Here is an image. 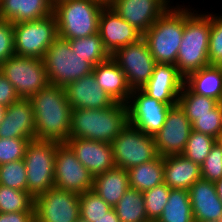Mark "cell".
Masks as SVG:
<instances>
[{
  "label": "cell",
  "instance_id": "1",
  "mask_svg": "<svg viewBox=\"0 0 222 222\" xmlns=\"http://www.w3.org/2000/svg\"><path fill=\"white\" fill-rule=\"evenodd\" d=\"M35 116L36 140L65 143L71 128V106L64 87L49 84L29 98Z\"/></svg>",
  "mask_w": 222,
  "mask_h": 222
},
{
  "label": "cell",
  "instance_id": "2",
  "mask_svg": "<svg viewBox=\"0 0 222 222\" xmlns=\"http://www.w3.org/2000/svg\"><path fill=\"white\" fill-rule=\"evenodd\" d=\"M189 7V8H188ZM211 13L184 5V33L175 66L186 78L190 73L210 65L208 58Z\"/></svg>",
  "mask_w": 222,
  "mask_h": 222
},
{
  "label": "cell",
  "instance_id": "3",
  "mask_svg": "<svg viewBox=\"0 0 222 222\" xmlns=\"http://www.w3.org/2000/svg\"><path fill=\"white\" fill-rule=\"evenodd\" d=\"M128 124V107L115 102L104 109H72L69 138L111 143Z\"/></svg>",
  "mask_w": 222,
  "mask_h": 222
},
{
  "label": "cell",
  "instance_id": "4",
  "mask_svg": "<svg viewBox=\"0 0 222 222\" xmlns=\"http://www.w3.org/2000/svg\"><path fill=\"white\" fill-rule=\"evenodd\" d=\"M106 5L104 0H53L58 37L72 40L98 33L99 17Z\"/></svg>",
  "mask_w": 222,
  "mask_h": 222
},
{
  "label": "cell",
  "instance_id": "5",
  "mask_svg": "<svg viewBox=\"0 0 222 222\" xmlns=\"http://www.w3.org/2000/svg\"><path fill=\"white\" fill-rule=\"evenodd\" d=\"M184 33V5H171L143 34L156 64L175 65Z\"/></svg>",
  "mask_w": 222,
  "mask_h": 222
},
{
  "label": "cell",
  "instance_id": "6",
  "mask_svg": "<svg viewBox=\"0 0 222 222\" xmlns=\"http://www.w3.org/2000/svg\"><path fill=\"white\" fill-rule=\"evenodd\" d=\"M43 61L49 83L64 88L93 71L89 62L73 53L69 41L60 37L47 49Z\"/></svg>",
  "mask_w": 222,
  "mask_h": 222
},
{
  "label": "cell",
  "instance_id": "7",
  "mask_svg": "<svg viewBox=\"0 0 222 222\" xmlns=\"http://www.w3.org/2000/svg\"><path fill=\"white\" fill-rule=\"evenodd\" d=\"M55 141L32 140L27 145L24 163L27 173V192L35 199L54 187Z\"/></svg>",
  "mask_w": 222,
  "mask_h": 222
},
{
  "label": "cell",
  "instance_id": "8",
  "mask_svg": "<svg viewBox=\"0 0 222 222\" xmlns=\"http://www.w3.org/2000/svg\"><path fill=\"white\" fill-rule=\"evenodd\" d=\"M15 54L43 59L47 49L58 38L54 14L13 24Z\"/></svg>",
  "mask_w": 222,
  "mask_h": 222
},
{
  "label": "cell",
  "instance_id": "9",
  "mask_svg": "<svg viewBox=\"0 0 222 222\" xmlns=\"http://www.w3.org/2000/svg\"><path fill=\"white\" fill-rule=\"evenodd\" d=\"M115 166L128 170L156 159L159 154L153 136L127 124L110 143Z\"/></svg>",
  "mask_w": 222,
  "mask_h": 222
},
{
  "label": "cell",
  "instance_id": "10",
  "mask_svg": "<svg viewBox=\"0 0 222 222\" xmlns=\"http://www.w3.org/2000/svg\"><path fill=\"white\" fill-rule=\"evenodd\" d=\"M0 72L24 99H29L50 84L43 59L15 54L0 65Z\"/></svg>",
  "mask_w": 222,
  "mask_h": 222
},
{
  "label": "cell",
  "instance_id": "11",
  "mask_svg": "<svg viewBox=\"0 0 222 222\" xmlns=\"http://www.w3.org/2000/svg\"><path fill=\"white\" fill-rule=\"evenodd\" d=\"M111 58L124 72L131 90L142 89L151 78L156 65L143 38L136 43L117 49Z\"/></svg>",
  "mask_w": 222,
  "mask_h": 222
},
{
  "label": "cell",
  "instance_id": "12",
  "mask_svg": "<svg viewBox=\"0 0 222 222\" xmlns=\"http://www.w3.org/2000/svg\"><path fill=\"white\" fill-rule=\"evenodd\" d=\"M178 103H162L142 89H133L127 102L128 123L143 133L155 136L165 123L169 109Z\"/></svg>",
  "mask_w": 222,
  "mask_h": 222
},
{
  "label": "cell",
  "instance_id": "13",
  "mask_svg": "<svg viewBox=\"0 0 222 222\" xmlns=\"http://www.w3.org/2000/svg\"><path fill=\"white\" fill-rule=\"evenodd\" d=\"M35 222H76L79 194L52 187L35 198Z\"/></svg>",
  "mask_w": 222,
  "mask_h": 222
},
{
  "label": "cell",
  "instance_id": "14",
  "mask_svg": "<svg viewBox=\"0 0 222 222\" xmlns=\"http://www.w3.org/2000/svg\"><path fill=\"white\" fill-rule=\"evenodd\" d=\"M94 177L77 160L66 143L57 145L55 155L54 187L83 194L93 189Z\"/></svg>",
  "mask_w": 222,
  "mask_h": 222
},
{
  "label": "cell",
  "instance_id": "15",
  "mask_svg": "<svg viewBox=\"0 0 222 222\" xmlns=\"http://www.w3.org/2000/svg\"><path fill=\"white\" fill-rule=\"evenodd\" d=\"M192 124L179 104L172 106L162 128L153 137L160 156L180 155L183 153Z\"/></svg>",
  "mask_w": 222,
  "mask_h": 222
},
{
  "label": "cell",
  "instance_id": "16",
  "mask_svg": "<svg viewBox=\"0 0 222 222\" xmlns=\"http://www.w3.org/2000/svg\"><path fill=\"white\" fill-rule=\"evenodd\" d=\"M171 0H108L107 4L144 34L171 6Z\"/></svg>",
  "mask_w": 222,
  "mask_h": 222
},
{
  "label": "cell",
  "instance_id": "17",
  "mask_svg": "<svg viewBox=\"0 0 222 222\" xmlns=\"http://www.w3.org/2000/svg\"><path fill=\"white\" fill-rule=\"evenodd\" d=\"M98 33L110 55L143 38L141 32L121 18L108 4L101 11Z\"/></svg>",
  "mask_w": 222,
  "mask_h": 222
},
{
  "label": "cell",
  "instance_id": "18",
  "mask_svg": "<svg viewBox=\"0 0 222 222\" xmlns=\"http://www.w3.org/2000/svg\"><path fill=\"white\" fill-rule=\"evenodd\" d=\"M65 143L93 177L116 167L109 143L82 138H69Z\"/></svg>",
  "mask_w": 222,
  "mask_h": 222
},
{
  "label": "cell",
  "instance_id": "19",
  "mask_svg": "<svg viewBox=\"0 0 222 222\" xmlns=\"http://www.w3.org/2000/svg\"><path fill=\"white\" fill-rule=\"evenodd\" d=\"M65 91L72 109H104L115 103L98 85L93 72L69 83Z\"/></svg>",
  "mask_w": 222,
  "mask_h": 222
},
{
  "label": "cell",
  "instance_id": "20",
  "mask_svg": "<svg viewBox=\"0 0 222 222\" xmlns=\"http://www.w3.org/2000/svg\"><path fill=\"white\" fill-rule=\"evenodd\" d=\"M185 78L171 64H156L151 78L142 90L162 103H178Z\"/></svg>",
  "mask_w": 222,
  "mask_h": 222
},
{
  "label": "cell",
  "instance_id": "21",
  "mask_svg": "<svg viewBox=\"0 0 222 222\" xmlns=\"http://www.w3.org/2000/svg\"><path fill=\"white\" fill-rule=\"evenodd\" d=\"M0 138L36 140L35 116L29 99L20 98L6 107L0 123Z\"/></svg>",
  "mask_w": 222,
  "mask_h": 222
},
{
  "label": "cell",
  "instance_id": "22",
  "mask_svg": "<svg viewBox=\"0 0 222 222\" xmlns=\"http://www.w3.org/2000/svg\"><path fill=\"white\" fill-rule=\"evenodd\" d=\"M194 222L222 219V201L216 192L214 182L197 180L189 189Z\"/></svg>",
  "mask_w": 222,
  "mask_h": 222
},
{
  "label": "cell",
  "instance_id": "23",
  "mask_svg": "<svg viewBox=\"0 0 222 222\" xmlns=\"http://www.w3.org/2000/svg\"><path fill=\"white\" fill-rule=\"evenodd\" d=\"M92 72L98 85L115 102L127 104L132 90L124 72L111 57L107 61L98 63Z\"/></svg>",
  "mask_w": 222,
  "mask_h": 222
},
{
  "label": "cell",
  "instance_id": "24",
  "mask_svg": "<svg viewBox=\"0 0 222 222\" xmlns=\"http://www.w3.org/2000/svg\"><path fill=\"white\" fill-rule=\"evenodd\" d=\"M201 179V167L182 154L164 157V183L170 189L189 190Z\"/></svg>",
  "mask_w": 222,
  "mask_h": 222
},
{
  "label": "cell",
  "instance_id": "25",
  "mask_svg": "<svg viewBox=\"0 0 222 222\" xmlns=\"http://www.w3.org/2000/svg\"><path fill=\"white\" fill-rule=\"evenodd\" d=\"M53 14V0H0V19L15 24Z\"/></svg>",
  "mask_w": 222,
  "mask_h": 222
},
{
  "label": "cell",
  "instance_id": "26",
  "mask_svg": "<svg viewBox=\"0 0 222 222\" xmlns=\"http://www.w3.org/2000/svg\"><path fill=\"white\" fill-rule=\"evenodd\" d=\"M129 187L128 171L114 167L94 177L92 190L113 208Z\"/></svg>",
  "mask_w": 222,
  "mask_h": 222
},
{
  "label": "cell",
  "instance_id": "27",
  "mask_svg": "<svg viewBox=\"0 0 222 222\" xmlns=\"http://www.w3.org/2000/svg\"><path fill=\"white\" fill-rule=\"evenodd\" d=\"M184 84L195 94L222 103V66L208 65L190 73Z\"/></svg>",
  "mask_w": 222,
  "mask_h": 222
},
{
  "label": "cell",
  "instance_id": "28",
  "mask_svg": "<svg viewBox=\"0 0 222 222\" xmlns=\"http://www.w3.org/2000/svg\"><path fill=\"white\" fill-rule=\"evenodd\" d=\"M127 171L131 188L140 192L152 189L164 183V157L159 155L156 159L133 166Z\"/></svg>",
  "mask_w": 222,
  "mask_h": 222
},
{
  "label": "cell",
  "instance_id": "29",
  "mask_svg": "<svg viewBox=\"0 0 222 222\" xmlns=\"http://www.w3.org/2000/svg\"><path fill=\"white\" fill-rule=\"evenodd\" d=\"M159 222H194L189 190L170 189Z\"/></svg>",
  "mask_w": 222,
  "mask_h": 222
},
{
  "label": "cell",
  "instance_id": "30",
  "mask_svg": "<svg viewBox=\"0 0 222 222\" xmlns=\"http://www.w3.org/2000/svg\"><path fill=\"white\" fill-rule=\"evenodd\" d=\"M121 222H145L148 220L143 192L129 187L113 207Z\"/></svg>",
  "mask_w": 222,
  "mask_h": 222
},
{
  "label": "cell",
  "instance_id": "31",
  "mask_svg": "<svg viewBox=\"0 0 222 222\" xmlns=\"http://www.w3.org/2000/svg\"><path fill=\"white\" fill-rule=\"evenodd\" d=\"M74 54H78L93 67L107 61L111 55L105 49L99 33L89 37L68 40Z\"/></svg>",
  "mask_w": 222,
  "mask_h": 222
},
{
  "label": "cell",
  "instance_id": "32",
  "mask_svg": "<svg viewBox=\"0 0 222 222\" xmlns=\"http://www.w3.org/2000/svg\"><path fill=\"white\" fill-rule=\"evenodd\" d=\"M219 103L215 99L193 93L185 84L178 98V104L191 123L194 121V115L209 114Z\"/></svg>",
  "mask_w": 222,
  "mask_h": 222
},
{
  "label": "cell",
  "instance_id": "33",
  "mask_svg": "<svg viewBox=\"0 0 222 222\" xmlns=\"http://www.w3.org/2000/svg\"><path fill=\"white\" fill-rule=\"evenodd\" d=\"M35 199L26 191L0 184V213L35 212Z\"/></svg>",
  "mask_w": 222,
  "mask_h": 222
},
{
  "label": "cell",
  "instance_id": "34",
  "mask_svg": "<svg viewBox=\"0 0 222 222\" xmlns=\"http://www.w3.org/2000/svg\"><path fill=\"white\" fill-rule=\"evenodd\" d=\"M215 143L214 137L192 130L182 155L201 166Z\"/></svg>",
  "mask_w": 222,
  "mask_h": 222
},
{
  "label": "cell",
  "instance_id": "35",
  "mask_svg": "<svg viewBox=\"0 0 222 222\" xmlns=\"http://www.w3.org/2000/svg\"><path fill=\"white\" fill-rule=\"evenodd\" d=\"M79 209L81 218L94 222L104 217L112 207L93 190H89L79 195Z\"/></svg>",
  "mask_w": 222,
  "mask_h": 222
},
{
  "label": "cell",
  "instance_id": "36",
  "mask_svg": "<svg viewBox=\"0 0 222 222\" xmlns=\"http://www.w3.org/2000/svg\"><path fill=\"white\" fill-rule=\"evenodd\" d=\"M0 184L27 192V173L23 159L0 165Z\"/></svg>",
  "mask_w": 222,
  "mask_h": 222
},
{
  "label": "cell",
  "instance_id": "37",
  "mask_svg": "<svg viewBox=\"0 0 222 222\" xmlns=\"http://www.w3.org/2000/svg\"><path fill=\"white\" fill-rule=\"evenodd\" d=\"M170 188L161 183L143 192L146 215L148 219L158 220L168 203Z\"/></svg>",
  "mask_w": 222,
  "mask_h": 222
},
{
  "label": "cell",
  "instance_id": "38",
  "mask_svg": "<svg viewBox=\"0 0 222 222\" xmlns=\"http://www.w3.org/2000/svg\"><path fill=\"white\" fill-rule=\"evenodd\" d=\"M192 130L216 137L222 132V103H219L209 114L194 115Z\"/></svg>",
  "mask_w": 222,
  "mask_h": 222
},
{
  "label": "cell",
  "instance_id": "39",
  "mask_svg": "<svg viewBox=\"0 0 222 222\" xmlns=\"http://www.w3.org/2000/svg\"><path fill=\"white\" fill-rule=\"evenodd\" d=\"M208 58L210 65L222 66V13L211 12Z\"/></svg>",
  "mask_w": 222,
  "mask_h": 222
},
{
  "label": "cell",
  "instance_id": "40",
  "mask_svg": "<svg viewBox=\"0 0 222 222\" xmlns=\"http://www.w3.org/2000/svg\"><path fill=\"white\" fill-rule=\"evenodd\" d=\"M30 141L24 138H0V165L24 159Z\"/></svg>",
  "mask_w": 222,
  "mask_h": 222
},
{
  "label": "cell",
  "instance_id": "41",
  "mask_svg": "<svg viewBox=\"0 0 222 222\" xmlns=\"http://www.w3.org/2000/svg\"><path fill=\"white\" fill-rule=\"evenodd\" d=\"M201 167V178L216 182L222 179V149L215 143Z\"/></svg>",
  "mask_w": 222,
  "mask_h": 222
},
{
  "label": "cell",
  "instance_id": "42",
  "mask_svg": "<svg viewBox=\"0 0 222 222\" xmlns=\"http://www.w3.org/2000/svg\"><path fill=\"white\" fill-rule=\"evenodd\" d=\"M15 55L13 23L0 19V65Z\"/></svg>",
  "mask_w": 222,
  "mask_h": 222
},
{
  "label": "cell",
  "instance_id": "43",
  "mask_svg": "<svg viewBox=\"0 0 222 222\" xmlns=\"http://www.w3.org/2000/svg\"><path fill=\"white\" fill-rule=\"evenodd\" d=\"M19 99L20 97L16 93L14 86L0 72V105L7 107Z\"/></svg>",
  "mask_w": 222,
  "mask_h": 222
},
{
  "label": "cell",
  "instance_id": "44",
  "mask_svg": "<svg viewBox=\"0 0 222 222\" xmlns=\"http://www.w3.org/2000/svg\"><path fill=\"white\" fill-rule=\"evenodd\" d=\"M0 222H35V212L0 213Z\"/></svg>",
  "mask_w": 222,
  "mask_h": 222
},
{
  "label": "cell",
  "instance_id": "45",
  "mask_svg": "<svg viewBox=\"0 0 222 222\" xmlns=\"http://www.w3.org/2000/svg\"><path fill=\"white\" fill-rule=\"evenodd\" d=\"M94 222H121L118 216L116 215V212L114 208H112L110 211H108L104 217L101 219L94 221Z\"/></svg>",
  "mask_w": 222,
  "mask_h": 222
},
{
  "label": "cell",
  "instance_id": "46",
  "mask_svg": "<svg viewBox=\"0 0 222 222\" xmlns=\"http://www.w3.org/2000/svg\"><path fill=\"white\" fill-rule=\"evenodd\" d=\"M216 192L218 194L219 199L222 201V179L214 182Z\"/></svg>",
  "mask_w": 222,
  "mask_h": 222
},
{
  "label": "cell",
  "instance_id": "47",
  "mask_svg": "<svg viewBox=\"0 0 222 222\" xmlns=\"http://www.w3.org/2000/svg\"><path fill=\"white\" fill-rule=\"evenodd\" d=\"M5 112H6V107L3 106V105H0V123H1L2 120L4 119Z\"/></svg>",
  "mask_w": 222,
  "mask_h": 222
},
{
  "label": "cell",
  "instance_id": "48",
  "mask_svg": "<svg viewBox=\"0 0 222 222\" xmlns=\"http://www.w3.org/2000/svg\"><path fill=\"white\" fill-rule=\"evenodd\" d=\"M216 144L222 149V132L216 137Z\"/></svg>",
  "mask_w": 222,
  "mask_h": 222
},
{
  "label": "cell",
  "instance_id": "49",
  "mask_svg": "<svg viewBox=\"0 0 222 222\" xmlns=\"http://www.w3.org/2000/svg\"><path fill=\"white\" fill-rule=\"evenodd\" d=\"M76 222H89V221H87V220L79 217V218L76 220Z\"/></svg>",
  "mask_w": 222,
  "mask_h": 222
},
{
  "label": "cell",
  "instance_id": "50",
  "mask_svg": "<svg viewBox=\"0 0 222 222\" xmlns=\"http://www.w3.org/2000/svg\"><path fill=\"white\" fill-rule=\"evenodd\" d=\"M145 222H159L158 220H154V219H148Z\"/></svg>",
  "mask_w": 222,
  "mask_h": 222
},
{
  "label": "cell",
  "instance_id": "51",
  "mask_svg": "<svg viewBox=\"0 0 222 222\" xmlns=\"http://www.w3.org/2000/svg\"><path fill=\"white\" fill-rule=\"evenodd\" d=\"M205 222H222V219L216 221H205Z\"/></svg>",
  "mask_w": 222,
  "mask_h": 222
}]
</instances>
